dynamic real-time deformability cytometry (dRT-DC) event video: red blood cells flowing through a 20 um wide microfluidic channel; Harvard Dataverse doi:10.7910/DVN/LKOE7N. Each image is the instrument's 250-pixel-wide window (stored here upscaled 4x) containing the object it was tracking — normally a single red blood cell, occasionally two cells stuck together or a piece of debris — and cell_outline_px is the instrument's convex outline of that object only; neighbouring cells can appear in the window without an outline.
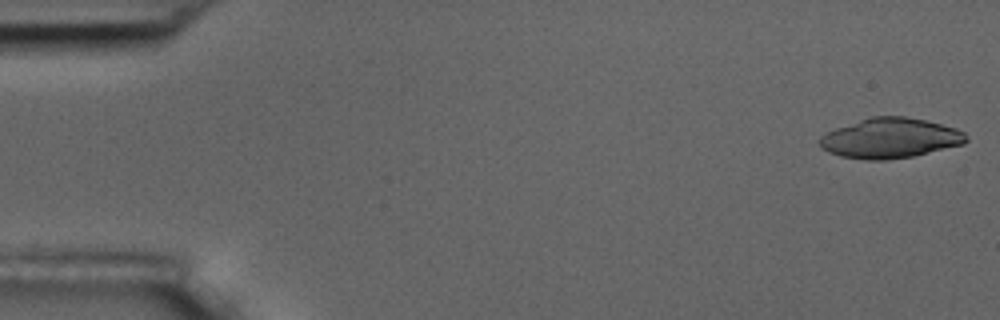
{"species": "common noctule bat (a hibernating species)", "species_latin": "Nyctalus noctula", "temperature_condition": "room temperature", "stored_images_in_passage": 6, "camera_frame_rate_fps": 3000, "um_per_image_px": 0.085, "animal": {"sex": "male", "body_mass_g": 17.5, "forearm_length_mm": 52.3}, "frame": {"image": 1, "passage_image": 1, "time_ms": 0.0, "image_size_px": [1000, 320], "cell_outline_px": [[968, 140], [964, 144], [912, 156], [888, 160], [864, 160], [840, 156], [828, 152], [820, 148], [816, 140], [820, 136], [836, 128], [872, 116], [904, 116], [924, 120], [956, 128], [964, 132], [968, 136]], "centroid_in_image_um": [75.63, 11.75], "position_along_channel_um": 9.4, "area_um2": 34.28}}